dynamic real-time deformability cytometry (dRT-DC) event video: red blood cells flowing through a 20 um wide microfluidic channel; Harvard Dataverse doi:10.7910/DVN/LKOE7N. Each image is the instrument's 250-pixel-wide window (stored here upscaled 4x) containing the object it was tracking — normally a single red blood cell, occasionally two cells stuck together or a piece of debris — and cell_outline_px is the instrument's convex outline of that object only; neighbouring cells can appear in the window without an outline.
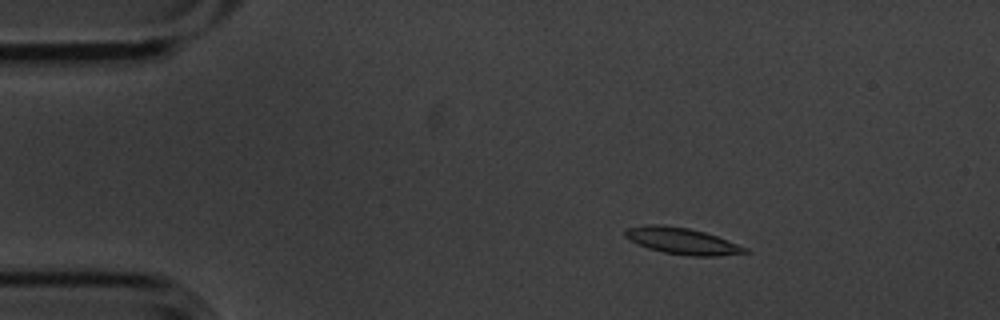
{"species": "common noctule bat (a hibernating species)", "species_latin": "Nyctalus noctula", "temperature_condition": "cold", "stored_images_in_passage": 4, "camera_frame_rate_fps": 3000, "um_per_image_px": 0.085, "animal": {"sex": "male", "body_mass_g": 20.1, "forearm_length_mm": 53.5}, "frame": {"image": 1, "passage_image": 3, "time_ms": 0.667, "image_size_px": [1000, 320], "cell_outline_px": [[752, 252], [716, 256], [692, 256], [664, 252], [648, 248], [624, 236], [624, 232], [628, 228], [648, 224], [660, 224], [688, 228], [704, 232], [716, 236], [748, 248]], "centroid_in_image_um": [58.01, 20.48], "position_along_channel_um": 27.0, "area_um2": 18.21}}